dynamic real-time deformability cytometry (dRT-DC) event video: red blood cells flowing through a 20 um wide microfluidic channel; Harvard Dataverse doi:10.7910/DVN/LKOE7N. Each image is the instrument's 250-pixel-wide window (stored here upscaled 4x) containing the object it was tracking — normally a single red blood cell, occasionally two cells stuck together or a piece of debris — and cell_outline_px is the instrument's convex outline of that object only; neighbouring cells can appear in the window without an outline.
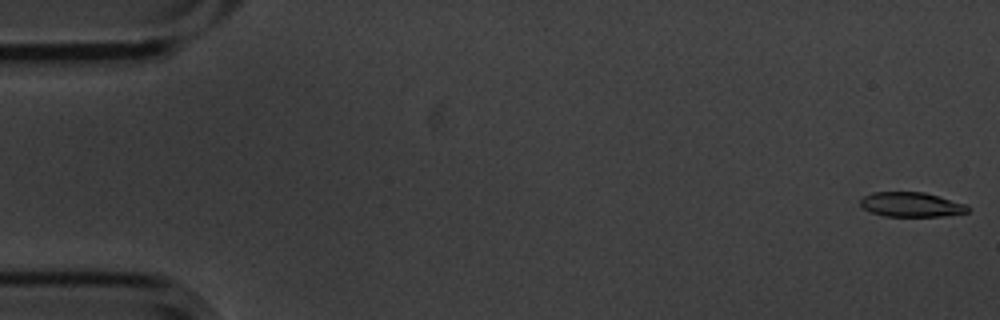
{"species": "common noctule bat (a hibernating species)", "species_latin": "Nyctalus noctula", "temperature_condition": "cold", "stored_images_in_passage": 6, "camera_frame_rate_fps": 3000, "um_per_image_px": 0.085, "animal": {"sex": "male", "body_mass_g": 20.1, "forearm_length_mm": 53.5}, "frame": {"image": 1, "passage_image": 1, "time_ms": 0.0, "image_size_px": [1000, 320], "cell_outline_px": [[968, 212], [944, 216], [884, 216], [872, 212], [864, 208], [860, 204], [860, 200], [864, 196], [872, 192], [924, 192], [940, 196], [968, 204]], "centroid_in_image_um": [77.49, 17.38], "position_along_channel_um": 7.5, "area_um2": 15.43}}
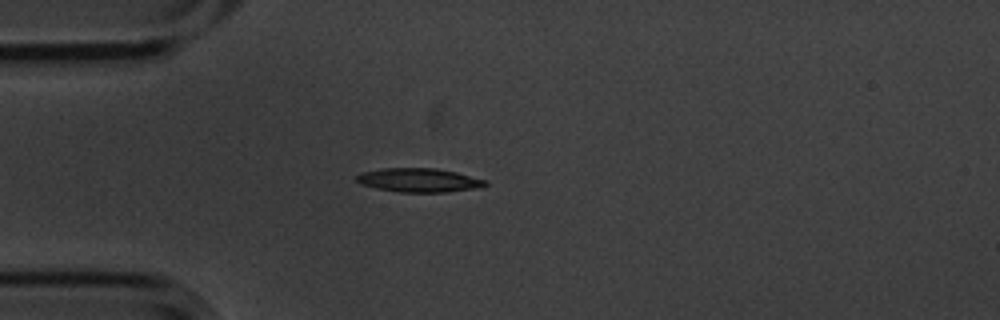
{"frame": {"image": 2, "passage_image": 5, "time_ms": 1.333, "image_size_px": [1000, 320], "cell_outline_px": [[488, 184], [484, 188], [448, 192], [400, 192], [376, 188], [360, 184], [356, 180], [356, 176], [360, 172], [384, 168], [436, 168], [456, 172], [488, 180]], "centroid_in_image_um": [35.67, 15.32], "position_along_channel_um": 49.3, "area_um2": 18.21}}